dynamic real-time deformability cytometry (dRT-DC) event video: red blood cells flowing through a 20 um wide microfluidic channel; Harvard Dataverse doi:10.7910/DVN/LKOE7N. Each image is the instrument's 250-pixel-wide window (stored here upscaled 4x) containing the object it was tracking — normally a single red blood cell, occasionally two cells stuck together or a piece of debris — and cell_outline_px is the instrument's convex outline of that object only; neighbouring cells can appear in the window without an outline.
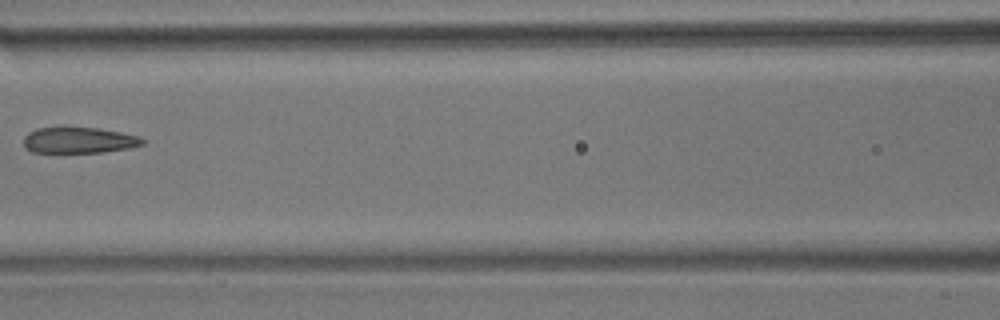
{"species": "common noctule bat (a hibernating species)", "species_latin": "Nyctalus noctula", "temperature_condition": "room temperature", "stored_images_in_passage": 7, "camera_frame_rate_fps": 3000, "um_per_image_px": 0.085, "animal": {"sex": "male", "body_mass_g": 17.9}, "frame": {"image": 1, "passage_image": 7, "time_ms": 7.333, "image_size_px": [1000, 320], "cell_outline_px": [[144, 144], [128, 148], [100, 152], [32, 152], [24, 148], [24, 136], [28, 132], [36, 128], [64, 124], [96, 128], [120, 132], [140, 136], [144, 140]], "centroid_in_image_um": [6.63, 11.87], "position_along_channel_um": 160.0, "area_um2": 18.67}}